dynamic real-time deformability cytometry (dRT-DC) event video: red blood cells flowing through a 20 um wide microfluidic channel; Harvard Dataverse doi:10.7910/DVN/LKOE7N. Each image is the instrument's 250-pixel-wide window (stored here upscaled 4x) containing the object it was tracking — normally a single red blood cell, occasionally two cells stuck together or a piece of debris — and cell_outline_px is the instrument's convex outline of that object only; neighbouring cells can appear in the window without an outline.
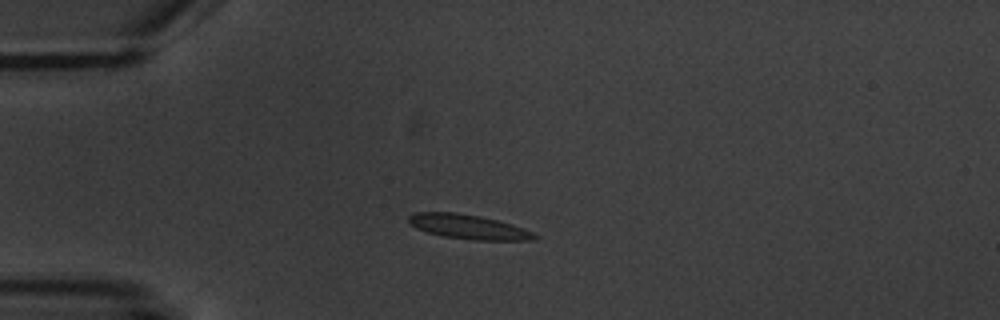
{"species": "common noctule bat (a hibernating species)", "species_latin": "Nyctalus noctula", "temperature_condition": "warm", "stored_images_in_passage": 9, "camera_frame_rate_fps": 3000, "um_per_image_px": 0.085, "animal": {"sex": "male", "body_mass_g": 20.1, "forearm_length_mm": 53.5}, "frame": {"image": 1, "passage_image": 3, "time_ms": 2.333, "image_size_px": [1000, 320], "cell_outline_px": [[540, 236], [536, 240], [476, 240], [444, 236], [428, 232], [416, 228], [408, 220], [408, 216], [412, 212], [456, 212], [480, 216], [512, 224], [524, 228]], "centroid_in_image_um": [39.84, 19.27], "position_along_channel_um": 45.2, "area_um2": 17.92}}
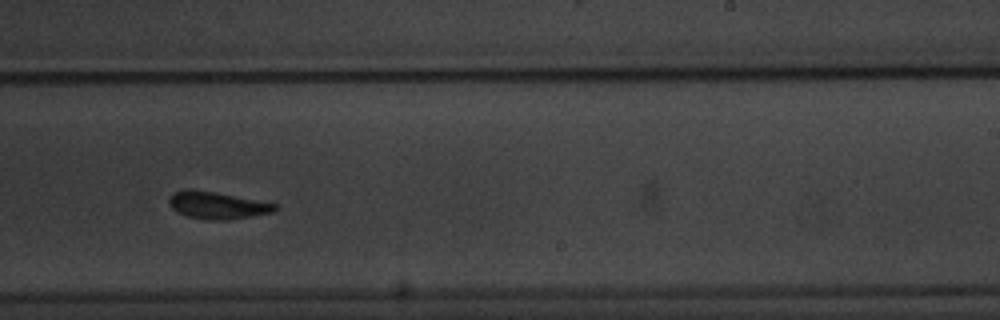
{"frame": {"image": 2, "passage_image": 9, "time_ms": 9.333, "image_size_px": [1000, 320], "cell_outline_px": [[280, 208], [272, 212], [224, 220], [208, 220], [188, 216], [176, 212], [172, 208], [168, 200], [172, 192], [188, 188], [216, 192], [276, 204]], "centroid_in_image_um": [18.41, 17.43], "position_along_channel_um": 270.6, "area_um2": 16.65}}